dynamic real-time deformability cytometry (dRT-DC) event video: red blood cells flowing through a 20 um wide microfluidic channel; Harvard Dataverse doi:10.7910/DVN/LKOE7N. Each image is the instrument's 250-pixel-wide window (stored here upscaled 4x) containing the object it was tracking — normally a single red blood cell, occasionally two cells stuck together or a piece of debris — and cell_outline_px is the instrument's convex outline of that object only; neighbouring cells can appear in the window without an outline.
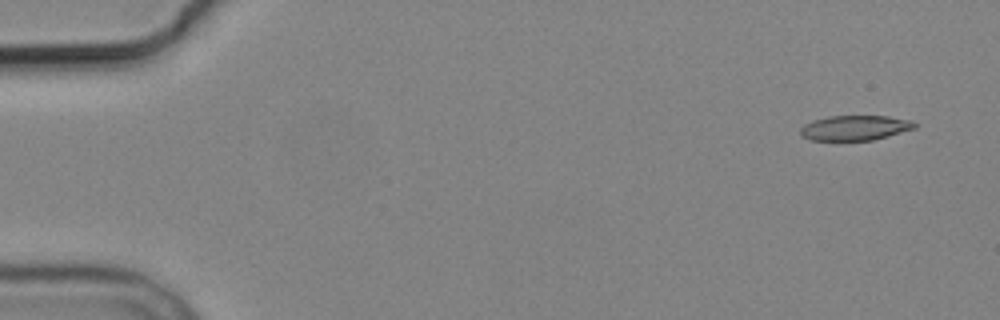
{"species": "common noctule bat (a hibernating species)", "species_latin": "Nyctalus noctula", "temperature_condition": "cold", "stored_images_in_passage": 5, "camera_frame_rate_fps": 3000, "um_per_image_px": 0.085, "animal": {"sex": "male", "body_mass_g": 19.2, "forearm_length_mm": 51.8}, "frame": {"image": 1, "passage_image": 1, "time_ms": 0.0, "image_size_px": [1000, 320], "cell_outline_px": [[916, 128], [888, 136], [872, 140], [812, 140], [800, 136], [800, 128], [804, 124], [812, 120], [828, 116], [888, 116], [912, 120], [916, 124]], "centroid_in_image_um": [72.66, 10.86], "position_along_channel_um": 12.3, "area_um2": 16.7}}
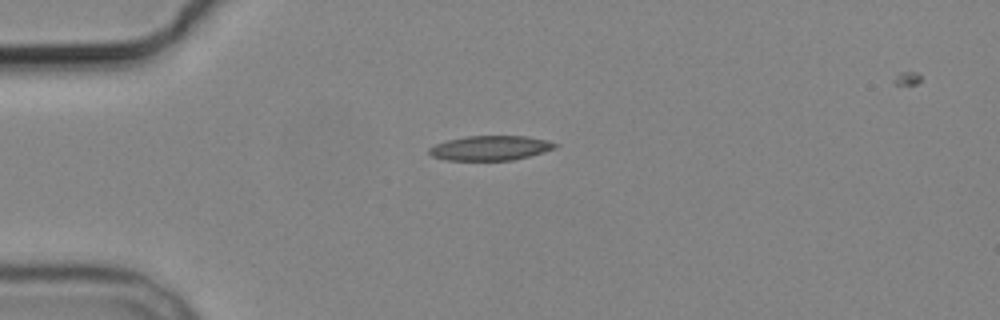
{"frame": {"image": 2, "passage_image": 4, "time_ms": 3.667, "image_size_px": [1000, 320], "cell_outline_px": [[560, 144], [556, 148], [544, 152], [512, 160], [444, 160], [432, 156], [428, 152], [428, 148], [436, 144], [448, 140], [468, 136], [528, 136]], "centroid_in_image_um": [41.68, 12.58], "position_along_channel_um": 43.3, "area_um2": 18.03}}